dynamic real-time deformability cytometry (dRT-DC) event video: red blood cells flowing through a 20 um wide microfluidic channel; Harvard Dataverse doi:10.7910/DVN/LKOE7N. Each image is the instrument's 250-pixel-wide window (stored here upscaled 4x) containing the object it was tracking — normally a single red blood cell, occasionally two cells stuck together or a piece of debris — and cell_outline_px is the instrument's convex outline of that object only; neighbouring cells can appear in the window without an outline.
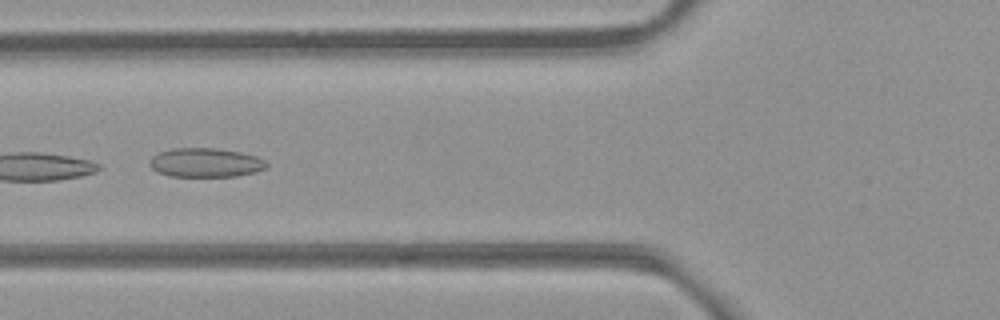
{"species": "common noctule bat (a hibernating species)", "species_latin": "Nyctalus noctula", "temperature_condition": "room temperature", "stored_images_in_passage": 8, "camera_frame_rate_fps": 3000, "um_per_image_px": 0.085, "animal": {"sex": "female", "body_mass_g": 21.9}, "frame": {"image": 1, "passage_image": 5, "time_ms": 1.333, "image_size_px": [1000, 320], "cell_outline_px": [[268, 164], [264, 168], [256, 172], [236, 176], [168, 176], [156, 172], [148, 164], [148, 160], [156, 152], [172, 148], [212, 148], [240, 152], [256, 156], [264, 160]], "centroid_in_image_um": [17.4, 13.82], "position_along_channel_um": 108.4, "area_um2": 19.94}}
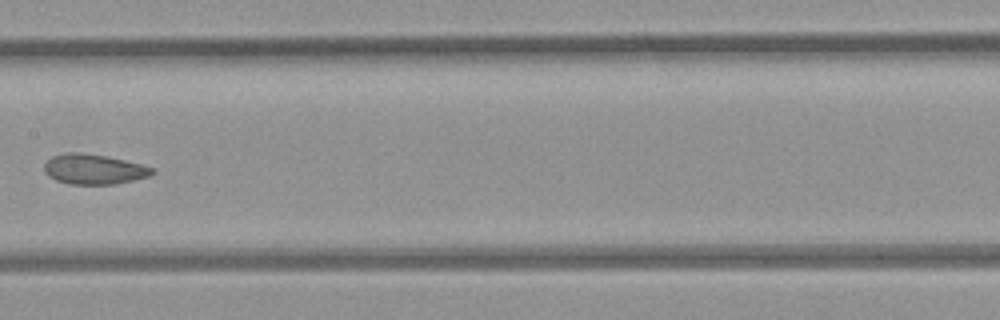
{"frame": {"image": 2, "passage_image": 7, "time_ms": 2.0, "image_size_px": [1000, 320], "cell_outline_px": [[156, 172], [148, 176], [116, 184], [68, 184], [56, 180], [48, 176], [44, 172], [44, 164], [52, 156], [68, 152], [80, 152], [104, 156], [124, 160], [156, 168]], "centroid_in_image_um": [7.97, 14.39], "position_along_channel_um": 199.4, "area_um2": 18.9}}
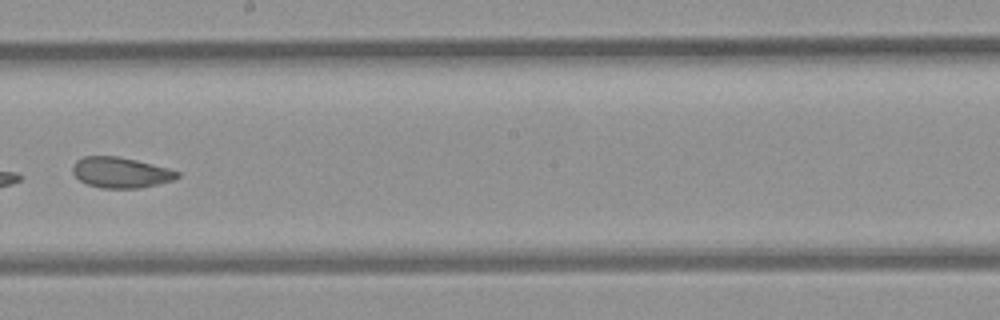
{"frame": {"image": 3, "passage_image": 8, "time_ms": 2.333, "image_size_px": [1000, 320], "cell_outline_px": [[180, 176], [172, 180], [140, 188], [100, 188], [88, 184], [80, 180], [72, 172], [72, 164], [76, 160], [84, 156], [116, 156], [136, 160], [168, 168], [180, 172]], "centroid_in_image_um": [10.23, 14.66], "position_along_channel_um": 238.0, "area_um2": 18.61}}